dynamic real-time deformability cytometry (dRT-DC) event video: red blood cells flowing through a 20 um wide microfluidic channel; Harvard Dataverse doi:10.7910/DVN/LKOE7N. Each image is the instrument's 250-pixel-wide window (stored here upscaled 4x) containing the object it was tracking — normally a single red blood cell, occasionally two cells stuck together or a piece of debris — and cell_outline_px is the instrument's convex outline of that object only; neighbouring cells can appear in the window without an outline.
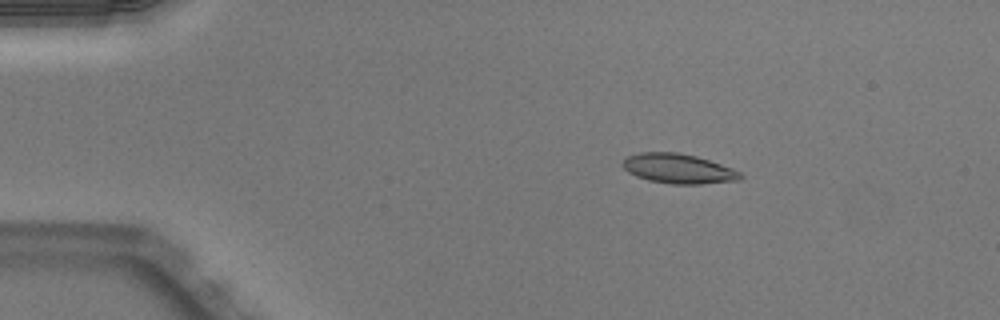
{"species": "Egyptian fruit bat (a non-hibernating species)", "species_latin": "Rousettus aegyptiacus", "temperature_condition": "warm", "stored_images_in_passage": 44, "camera_frame_rate_fps": 3000, "um_per_image_px": 0.085, "animal": {"sex": "male"}, "frame": {"image": 1, "passage_image": 2, "time_ms": 0.333, "image_size_px": [1000, 320], "cell_outline_px": [[744, 176], [740, 180], [700, 184], [672, 184], [648, 180], [636, 176], [628, 172], [620, 164], [628, 156], [640, 152], [680, 152], [696, 156], [732, 168], [740, 172]], "centroid_in_image_um": [57.65, 14.33], "position_along_channel_um": 27.3, "area_um2": 20.4}}
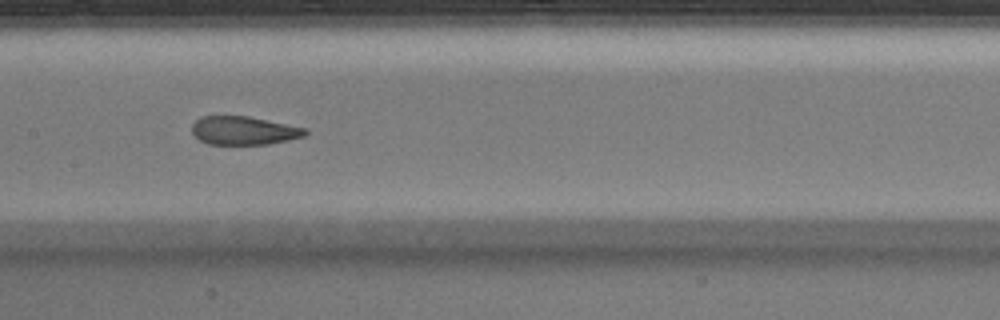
{"frame": {"image": 2, "passage_image": 19, "time_ms": 6.0, "image_size_px": [1000, 320], "cell_outline_px": [[308, 132], [304, 136], [288, 140], [268, 144], [208, 144], [200, 140], [192, 132], [192, 124], [200, 116], [248, 116], [308, 128]], "centroid_in_image_um": [20.74, 11.09], "position_along_channel_um": 186.7, "area_um2": 18.79}}
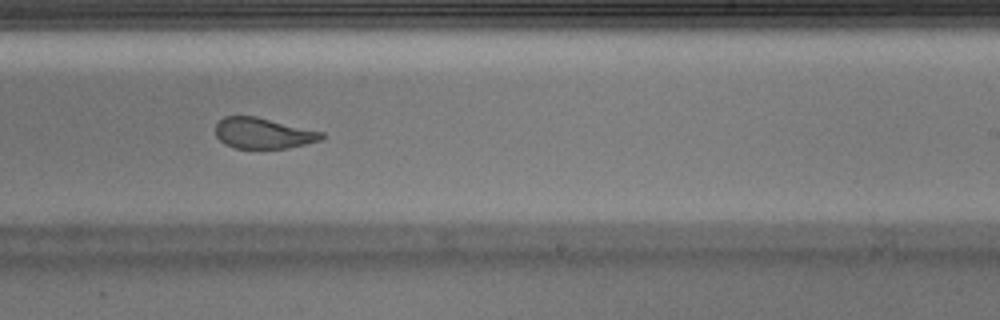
{"frame": {"image": 3, "passage_image": 25, "time_ms": 8.0, "image_size_px": [1000, 320], "cell_outline_px": [[324, 136], [320, 140], [288, 148], [236, 148], [224, 144], [216, 136], [216, 124], [224, 116], [256, 116], [324, 132]], "centroid_in_image_um": [22.36, 11.32], "position_along_channel_um": 266.6, "area_um2": 18.96}, "authors_computed_cell_mechanics": {"area_um2": 20.3745, "velocity_mm_per_s": 4.0147, "shape_relaxation_time_tau1_ms": null, "shape_relaxation_time_tau2_ms": 1.1767, "deformation_change_tau1": null, "deformation_change_tau2": 0.0714}}